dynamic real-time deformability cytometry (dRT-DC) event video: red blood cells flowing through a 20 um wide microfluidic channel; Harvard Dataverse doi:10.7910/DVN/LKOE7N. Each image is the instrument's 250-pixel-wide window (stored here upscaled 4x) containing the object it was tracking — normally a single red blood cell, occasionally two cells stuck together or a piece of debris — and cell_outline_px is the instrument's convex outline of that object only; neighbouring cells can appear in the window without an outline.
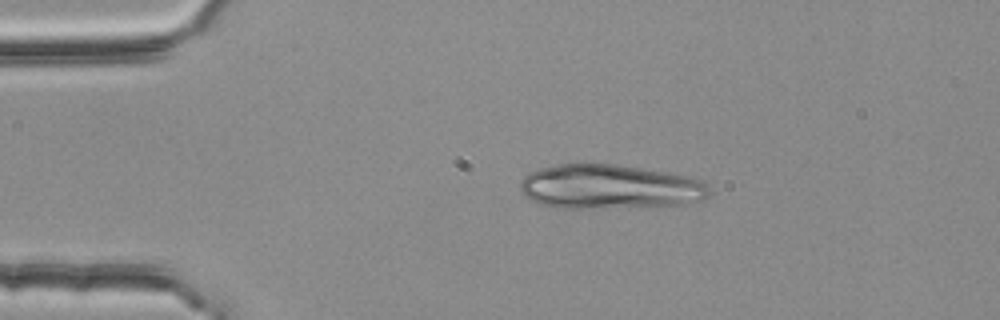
{"species": "common noctule bat (a hibernating species)", "species_latin": "Nyctalus noctula", "temperature_condition": "room temperature", "stored_images_in_passage": 3, "camera_frame_rate_fps": 3000, "um_per_image_px": 0.085, "animal": {"sex": "female", "body_mass_g": 25.1}, "frame": {"image": 1, "passage_image": 2, "time_ms": 0.333, "image_size_px": [1000, 320], "cell_outline_px": [[708, 192], [700, 200], [672, 208], [556, 208], [540, 204], [524, 196], [520, 192], [520, 180], [524, 176], [540, 168], [556, 164], [584, 160], [588, 160], [616, 164], [668, 172], [692, 176], [708, 184]], "centroid_in_image_um": [51.82, 15.87], "position_along_channel_um": 33.2, "area_um2": 50.98}}